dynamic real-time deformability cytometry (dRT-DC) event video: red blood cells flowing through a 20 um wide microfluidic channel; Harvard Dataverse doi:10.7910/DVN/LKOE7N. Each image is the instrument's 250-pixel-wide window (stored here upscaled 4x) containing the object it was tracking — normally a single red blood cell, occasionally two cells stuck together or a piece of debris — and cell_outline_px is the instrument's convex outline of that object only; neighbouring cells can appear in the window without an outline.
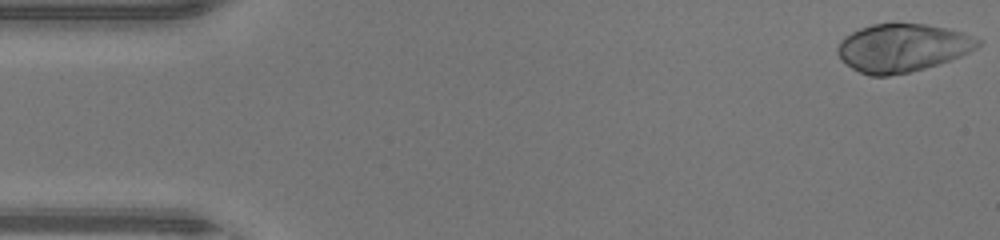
{"species": "human", "species_latin": "Homo sapiens", "temperature_condition": "warm", "stored_images_in_passage": 46, "camera_frame_rate_fps": 3000, "um_per_image_px": 0.085, "donor": {"sex": "male"}, "frame": {"image": 1, "passage_image": 1, "time_ms": 0.0, "image_size_px": [1000, 240], "cell_outline_px": [[984, 40], [976, 48], [960, 56], [924, 68], [908, 72], [888, 76], [868, 76], [852, 68], [836, 52], [836, 48], [840, 40], [844, 36], [860, 28], [872, 24], [924, 24], [948, 28], [964, 32]], "centroid_in_image_um": [76.71, 4.05], "position_along_channel_um": 8.3, "area_um2": 39.19}}
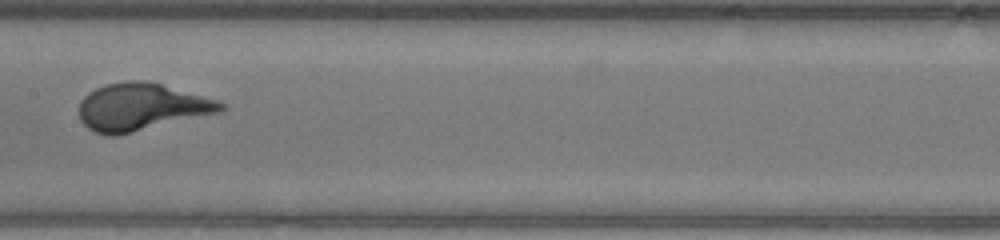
{"frame": {"image": 2, "passage_image": 23, "time_ms": 7.333, "image_size_px": [1000, 240], "cell_outline_px": [[228, 108], [220, 112], [116, 136], [108, 136], [96, 132], [88, 128], [80, 120], [80, 100], [88, 92], [96, 88], [108, 84], [128, 80], [144, 80], [160, 84], [216, 100], [228, 104]], "centroid_in_image_um": [12.01, 9.1], "position_along_channel_um": 195.4, "area_um2": 38.84}}
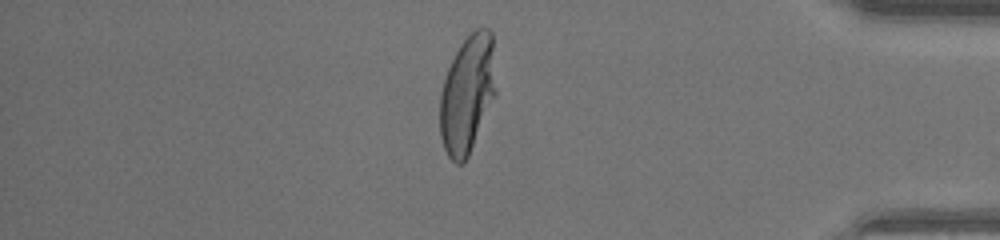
{"frame": {"image": 3, "passage_image": 39, "time_ms": 12.667, "image_size_px": [1000, 240], "cell_outline_px": [[496, 96], [468, 156], [464, 164], [456, 164], [448, 156], [444, 148], [440, 136], [440, 92], [448, 68], [460, 44], [476, 28], [488, 28], [492, 32], [496, 92]], "centroid_in_image_um": [39.73, 8.02], "position_along_channel_um": 395.5, "area_um2": 38.61}}